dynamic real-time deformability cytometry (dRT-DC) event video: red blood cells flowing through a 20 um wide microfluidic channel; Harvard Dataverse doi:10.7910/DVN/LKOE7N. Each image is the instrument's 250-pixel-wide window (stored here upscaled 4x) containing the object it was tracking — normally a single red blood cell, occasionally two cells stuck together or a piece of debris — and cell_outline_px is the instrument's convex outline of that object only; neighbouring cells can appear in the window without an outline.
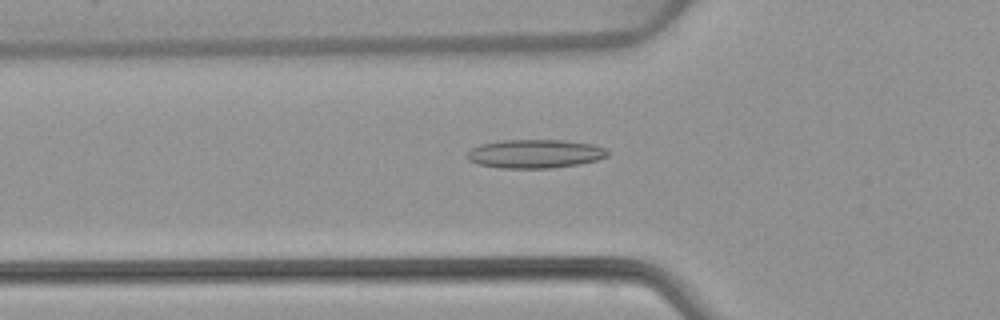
{"species": "common noctule bat (a hibernating species)", "species_latin": "Nyctalus noctula", "temperature_condition": "warm", "stored_images_in_passage": 52, "camera_frame_rate_fps": 3000, "um_per_image_px": 0.085, "animal": {"sex": "female", "body_mass_g": 22.7, "forearm_length_mm": 54.2}, "frame": {"image": 1, "passage_image": 18, "time_ms": 5.667, "image_size_px": [1000, 320], "cell_outline_px": [[608, 156], [596, 160], [580, 164], [552, 168], [500, 168], [476, 164], [468, 160], [468, 152], [472, 148], [480, 144], [504, 140], [564, 140], [592, 144], [604, 148], [608, 152]], "centroid_in_image_um": [45.46, 13.07], "position_along_channel_um": 80.3, "area_um2": 23.47}}
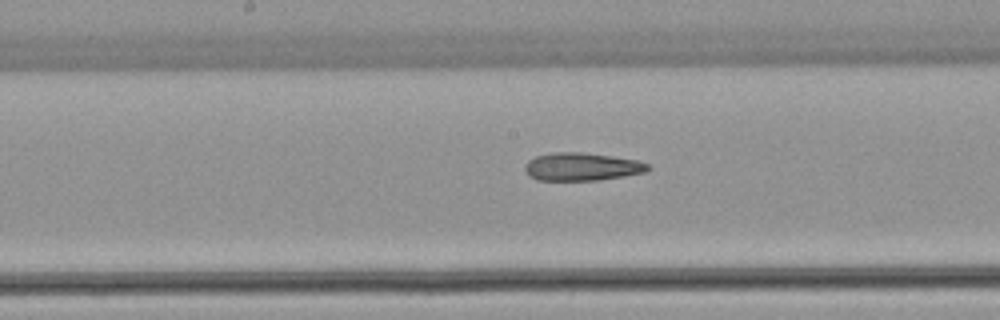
{"frame": {"image": 2, "passage_image": 27, "time_ms": 8.667, "image_size_px": [1000, 320], "cell_outline_px": [[652, 168], [644, 172], [624, 176], [600, 180], [536, 180], [528, 176], [524, 168], [524, 164], [528, 160], [536, 156], [552, 152], [580, 152], [612, 156], [636, 160], [648, 164]], "centroid_in_image_um": [49.42, 14.17], "position_along_channel_um": 198.8, "area_um2": 20.11}}
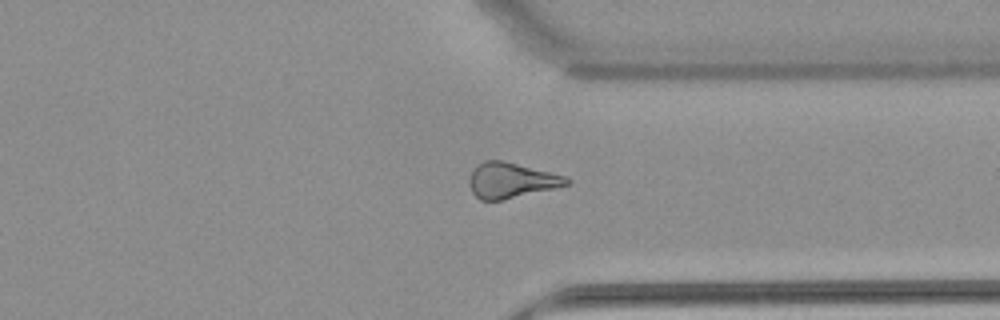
{"frame": {"image": 3, "passage_image": 40, "time_ms": 13.0, "image_size_px": [1000, 320], "cell_outline_px": [[572, 180], [568, 184], [552, 188], [500, 200], [480, 200], [472, 192], [468, 184], [468, 180], [476, 164], [484, 160], [504, 160], [564, 176]], "centroid_in_image_um": [43.38, 15.31], "position_along_channel_um": 368.0, "area_um2": 19.77}, "authors_computed_cell_mechanics": {"area_um2": 21.5594, "velocity_mm_per_s": 3.9279, "shape_relaxation_time_tau1_ms": null, "shape_relaxation_time_tau2_ms": 5.3409, "deformation_change_tau1": null, "deformation_change_tau2": 0.1803}}